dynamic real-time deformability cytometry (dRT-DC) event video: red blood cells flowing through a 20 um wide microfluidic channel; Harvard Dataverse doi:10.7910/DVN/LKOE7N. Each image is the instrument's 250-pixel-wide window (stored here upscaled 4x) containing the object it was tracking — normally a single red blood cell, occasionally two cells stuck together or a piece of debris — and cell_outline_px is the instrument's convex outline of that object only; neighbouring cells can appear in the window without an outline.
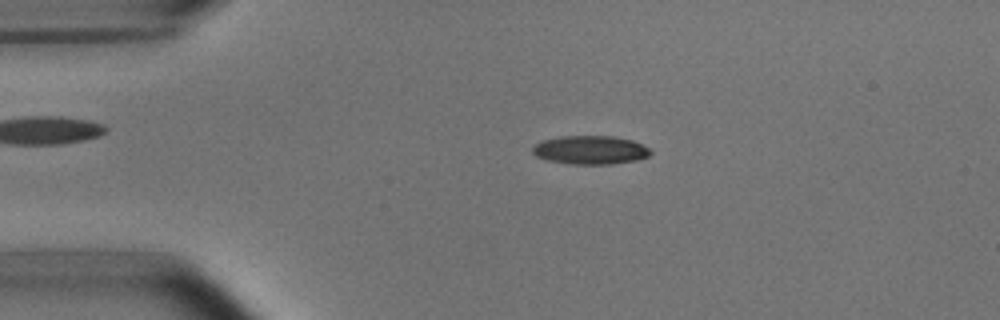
{"species": "common noctule bat (a hibernating species)", "species_latin": "Nyctalus noctula", "temperature_condition": "room temperature", "stored_images_in_passage": 3, "camera_frame_rate_fps": 3000, "um_per_image_px": 0.085, "animal": {"sex": "male", "body_mass_g": 15.6}, "frame": {"image": 1, "passage_image": 2, "time_ms": 1.333, "image_size_px": [1000, 320], "cell_outline_px": [[652, 152], [648, 156], [636, 160], [612, 164], [568, 164], [548, 160], [536, 156], [532, 152], [532, 148], [536, 144], [544, 140], [560, 136], [612, 136], [632, 140], [648, 148]], "centroid_in_image_um": [50.17, 12.75], "position_along_channel_um": 34.8, "area_um2": 19.54}}